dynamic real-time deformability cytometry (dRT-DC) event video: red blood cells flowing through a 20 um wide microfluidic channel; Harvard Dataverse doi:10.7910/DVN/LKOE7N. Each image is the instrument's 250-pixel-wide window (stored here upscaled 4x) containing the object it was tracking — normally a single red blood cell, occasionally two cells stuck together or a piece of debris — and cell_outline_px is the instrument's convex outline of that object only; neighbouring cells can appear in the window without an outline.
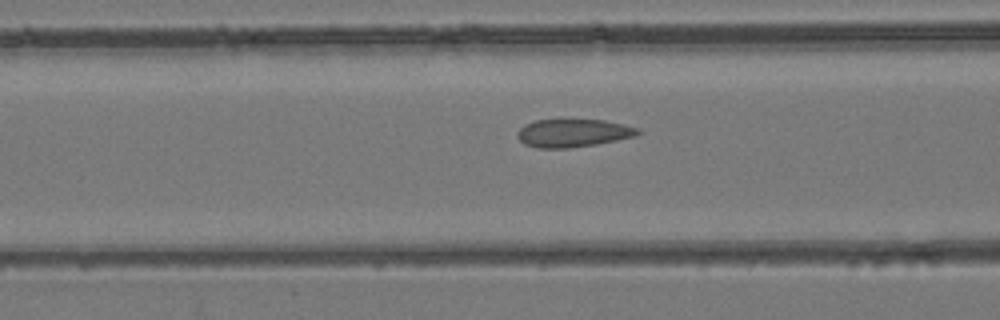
{"species": "common noctule bat (a hibernating species)", "species_latin": "Nyctalus noctula", "temperature_condition": "room temperature", "stored_images_in_passage": 49, "camera_frame_rate_fps": 3000, "um_per_image_px": 0.085, "animal": {"sex": "female", "body_mass_g": 24.6, "forearm_length_mm": 56.2}, "frame": {"image": 1, "passage_image": 20, "time_ms": 6.333, "image_size_px": [1000, 320], "cell_outline_px": [[640, 132], [636, 136], [596, 144], [568, 148], [536, 148], [524, 144], [516, 136], [516, 132], [524, 124], [536, 120], [604, 120], [624, 124], [640, 128]], "centroid_in_image_um": [48.69, 11.31], "position_along_channel_um": 117.9, "area_um2": 19.71}}
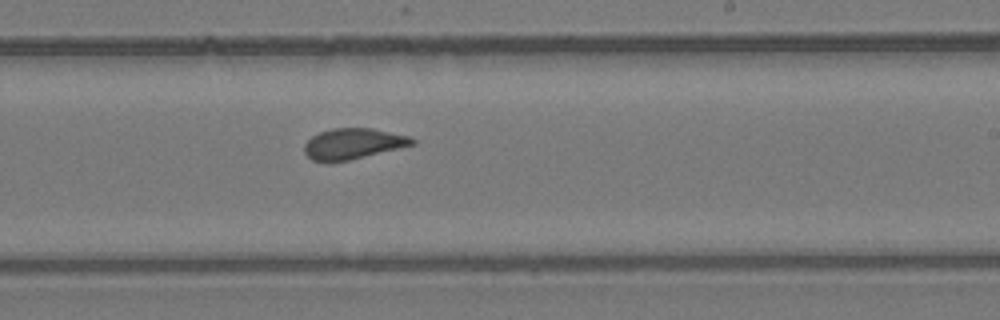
{"frame": {"image": 2, "passage_image": 30, "time_ms": 9.667, "image_size_px": [1000, 320], "cell_outline_px": [[416, 144], [348, 160], [312, 160], [304, 152], [304, 144], [312, 136], [320, 132], [332, 128], [372, 128], [408, 136], [416, 140]], "centroid_in_image_um": [30.02, 12.19], "position_along_channel_um": 259.0, "area_um2": 18.9}}
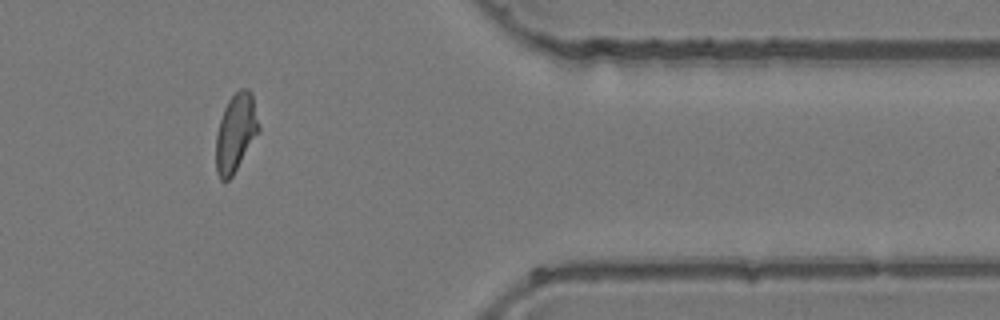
{"frame": {"image": 3, "passage_image": 41, "time_ms": 13.333, "image_size_px": [1000, 320], "cell_outline_px": [[260, 132], [232, 176], [228, 180], [220, 180], [216, 172], [216, 132], [224, 108], [228, 100], [240, 88], [248, 88], [252, 92], [260, 128]], "centroid_in_image_um": [20.05, 11.27], "position_along_channel_um": 391.4, "area_um2": 19.65}}